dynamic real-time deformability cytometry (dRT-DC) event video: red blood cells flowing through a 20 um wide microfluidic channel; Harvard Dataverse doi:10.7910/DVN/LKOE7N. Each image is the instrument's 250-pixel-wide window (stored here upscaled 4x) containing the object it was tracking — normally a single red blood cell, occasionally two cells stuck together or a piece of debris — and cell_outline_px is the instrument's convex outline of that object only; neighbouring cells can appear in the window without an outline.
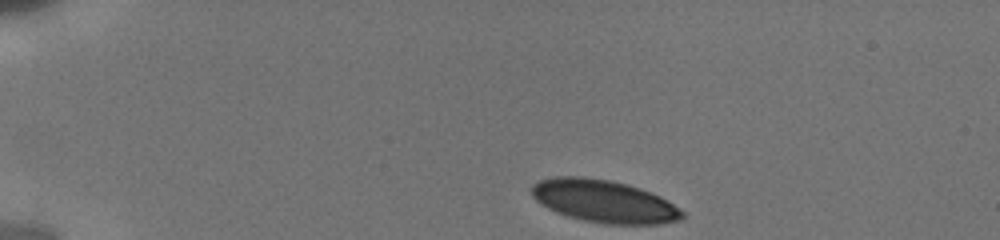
{"species": "human", "species_latin": "Homo sapiens", "temperature_condition": "cold", "stored_images_in_passage": 9, "camera_frame_rate_fps": 3000, "um_per_image_px": 0.085, "donor": {"sex": "male"}, "frame": {"image": 1, "passage_image": 1, "time_ms": 0.0, "image_size_px": [1000, 240], "cell_outline_px": [[684, 216], [680, 220], [656, 224], [604, 224], [584, 220], [568, 216], [556, 212], [548, 208], [536, 200], [532, 196], [532, 184], [540, 180], [556, 176], [584, 176], [608, 180], [628, 184], [640, 188], [660, 196], [684, 212]], "centroid_in_image_um": [51.32, 17.1], "position_along_channel_um": 33.7, "area_um2": 37.22}}